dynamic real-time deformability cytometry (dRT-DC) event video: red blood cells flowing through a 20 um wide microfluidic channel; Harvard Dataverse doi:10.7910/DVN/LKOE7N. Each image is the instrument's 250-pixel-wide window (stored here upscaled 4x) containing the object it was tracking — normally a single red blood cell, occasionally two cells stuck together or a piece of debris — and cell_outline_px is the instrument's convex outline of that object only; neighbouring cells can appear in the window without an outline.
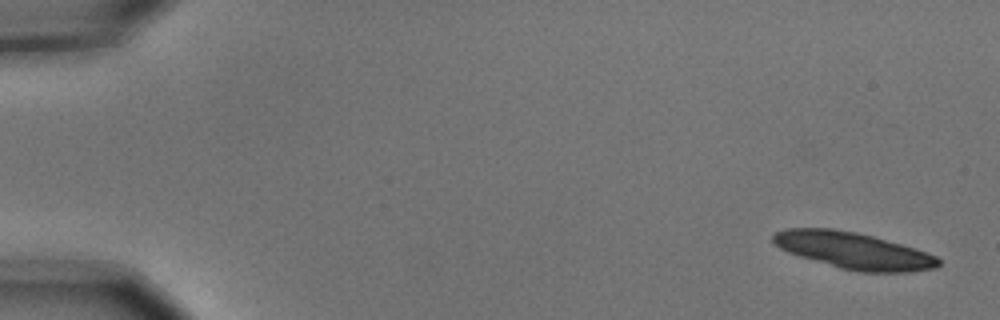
{"species": "common noctule bat (a hibernating species)", "species_latin": "Nyctalus noctula", "temperature_condition": "cold", "stored_images_in_passage": 6, "camera_frame_rate_fps": 3000, "um_per_image_px": 0.085, "animal": {"sex": "male", "body_mass_g": 15.6}, "frame": {"image": 1, "passage_image": 1, "time_ms": 0.0, "image_size_px": [1000, 320], "cell_outline_px": [[940, 264], [936, 268], [908, 272], [856, 272], [840, 268], [800, 256], [788, 252], [780, 248], [772, 240], [772, 236], [776, 232], [784, 228], [832, 228], [856, 232], [872, 236], [916, 248], [928, 252], [936, 256], [940, 260]], "centroid_in_image_um": [72.56, 21.3], "position_along_channel_um": 12.4, "area_um2": 35.2}}
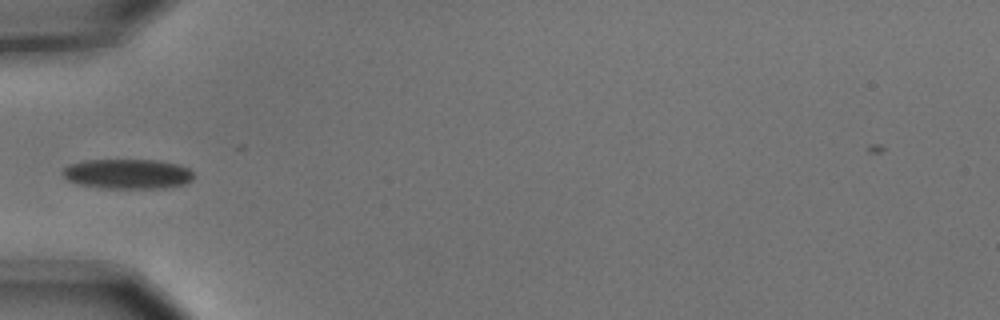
{"frame": {"image": 2, "passage_image": 6, "time_ms": 1.667, "image_size_px": [1000, 320], "cell_outline_px": [[192, 180], [184, 184], [168, 188], [100, 188], [80, 184], [68, 180], [60, 172], [68, 164], [84, 160], [156, 160], [176, 164], [188, 168], [192, 172]], "centroid_in_image_um": [10.82, 14.78], "position_along_channel_um": 74.2, "area_um2": 22.83}}